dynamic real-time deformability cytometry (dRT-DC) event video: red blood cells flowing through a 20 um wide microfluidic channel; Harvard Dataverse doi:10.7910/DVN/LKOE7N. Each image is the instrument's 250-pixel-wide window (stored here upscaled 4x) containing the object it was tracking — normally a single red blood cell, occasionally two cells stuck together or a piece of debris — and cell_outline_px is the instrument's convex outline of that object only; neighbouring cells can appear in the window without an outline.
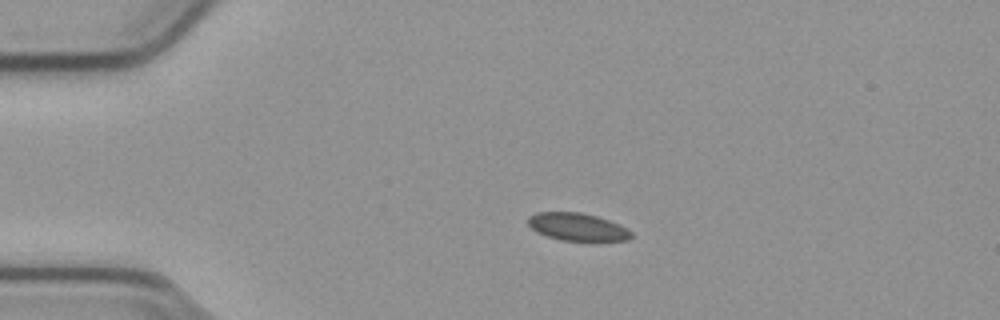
{"species": "common noctule bat (a hibernating species)", "species_latin": "Nyctalus noctula", "temperature_condition": "cold", "stored_images_in_passage": 44, "camera_frame_rate_fps": 3000, "um_per_image_px": 0.085, "animal": {"sex": "male", "body_mass_g": 23.1, "forearm_length_mm": 52.7}, "frame": {"image": 1, "passage_image": 1, "time_ms": 0.0, "image_size_px": [1000, 320], "cell_outline_px": [[632, 236], [628, 240], [592, 244], [560, 240], [536, 232], [528, 224], [528, 216], [536, 212], [580, 212], [596, 216], [608, 220], [632, 232]], "centroid_in_image_um": [49.1, 19.34], "position_along_channel_um": 35.9, "area_um2": 17.28}}
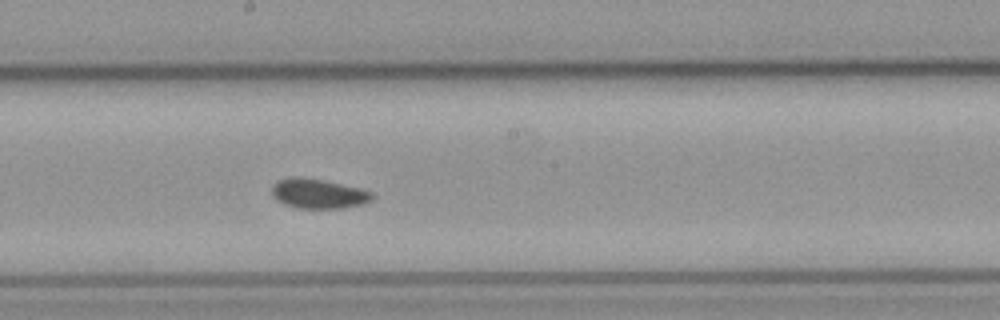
{"frame": {"image": 2, "passage_image": 19, "time_ms": 6.0, "image_size_px": [1000, 320], "cell_outline_px": [[376, 196], [372, 200], [364, 204], [344, 208], [296, 208], [284, 204], [276, 200], [272, 196], [272, 184], [280, 180], [320, 180], [360, 188], [372, 192]], "centroid_in_image_um": [27.13, 16.52], "position_along_channel_um": 221.1, "area_um2": 16.76}}
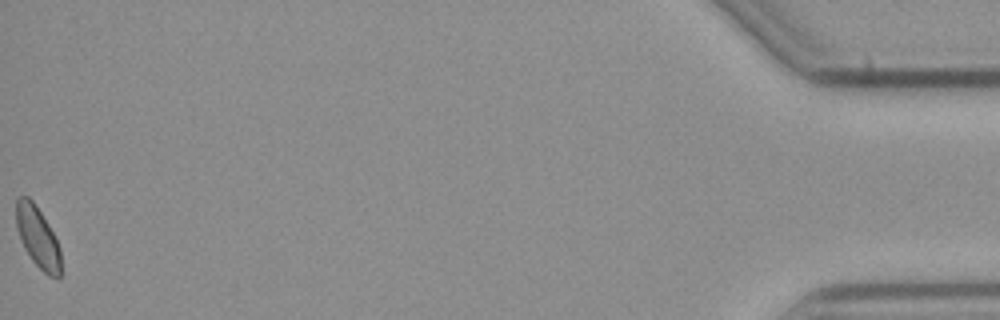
{"frame": {"image": 3, "passage_image": 44, "time_ms": 14.333, "image_size_px": [1000, 320], "cell_outline_px": [[60, 276], [48, 276], [32, 260], [24, 248], [20, 240], [16, 224], [16, 200], [20, 196], [28, 196], [32, 200], [48, 224], [60, 248]], "centroid_in_image_um": [3.18, 20.14], "position_along_channel_um": 432.0, "area_um2": 15.61}}